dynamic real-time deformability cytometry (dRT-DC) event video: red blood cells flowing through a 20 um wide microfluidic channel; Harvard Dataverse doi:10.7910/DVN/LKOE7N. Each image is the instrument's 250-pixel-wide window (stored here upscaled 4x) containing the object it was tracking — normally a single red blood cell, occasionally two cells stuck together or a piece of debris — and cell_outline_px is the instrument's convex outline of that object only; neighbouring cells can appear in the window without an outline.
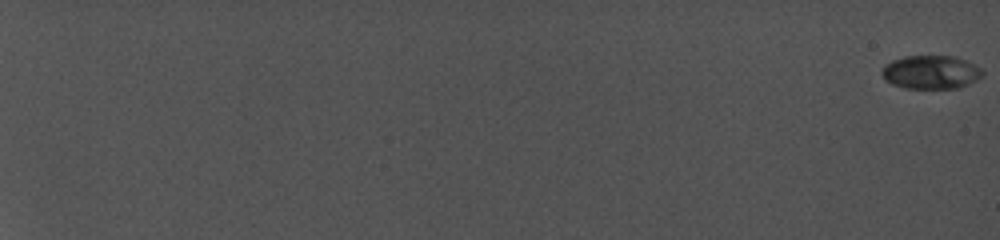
{"species": "common noctule bat (a hibernating species)", "species_latin": "Nyctalus noctula", "temperature_condition": "cold", "stored_images_in_passage": 24, "camera_frame_rate_fps": 5000, "um_per_image_px": 0.085, "animal": {"sex": "female", "body_mass_g": 19.0, "forearm_length_mm": 56.7}, "frame": {"image": 1, "passage_image": 1, "time_ms": 0.0, "image_size_px": [1000, 240], "cell_outline_px": [[984, 76], [968, 84], [956, 88], [904, 88], [892, 84], [884, 80], [880, 72], [884, 64], [892, 60], [904, 56], [956, 56], [980, 68], [984, 72]], "centroid_in_image_um": [79.09, 6.13], "position_along_channel_um": 5.9, "area_um2": 19.77}}
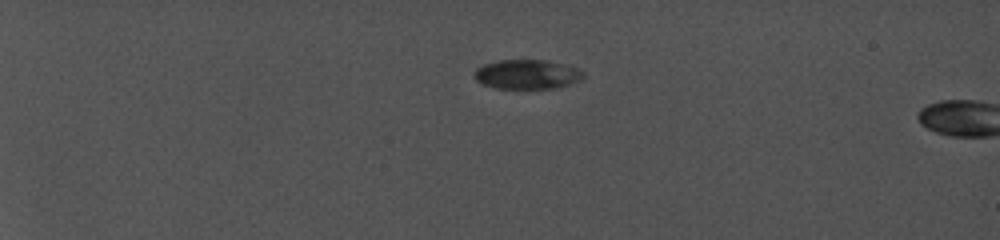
{"frame": {"image": 2, "passage_image": 21, "time_ms": 6.2, "image_size_px": [1000, 240], "cell_outline_px": [[584, 76], [580, 80], [556, 88], [496, 88], [484, 84], [476, 80], [476, 68], [484, 64], [500, 60], [548, 60], [576, 68], [584, 72]], "centroid_in_image_um": [44.81, 6.31], "position_along_channel_um": 40.2, "area_um2": 18.38}}